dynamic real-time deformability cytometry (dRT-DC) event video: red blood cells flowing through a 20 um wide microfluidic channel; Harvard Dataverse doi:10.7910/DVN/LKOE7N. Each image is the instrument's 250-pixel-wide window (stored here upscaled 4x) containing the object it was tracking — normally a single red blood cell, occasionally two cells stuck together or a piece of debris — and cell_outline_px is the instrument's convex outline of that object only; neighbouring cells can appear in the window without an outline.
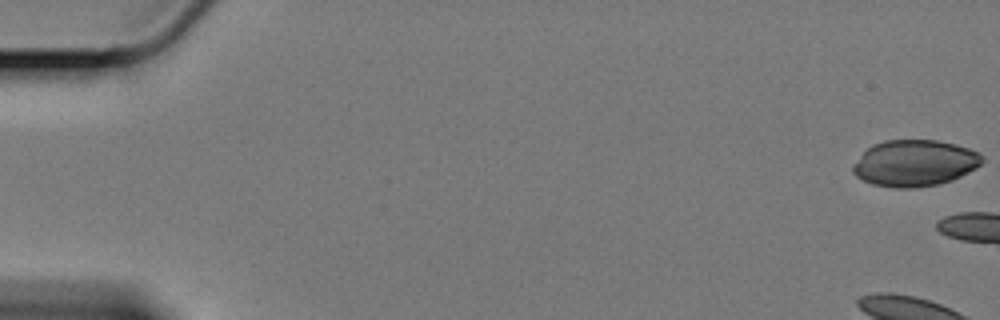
{"species": "Egyptian fruit bat (a non-hibernating species)", "species_latin": "Rousettus aegyptiacus", "temperature_condition": "cold", "stored_images_in_passage": 5, "camera_frame_rate_fps": 3000, "um_per_image_px": 0.085, "animal": {"sex": "female"}, "frame": {"image": 1, "passage_image": 1, "time_ms": 0.0, "image_size_px": [1000, 320], "cell_outline_px": [[984, 160], [976, 168], [952, 180], [940, 184], [916, 188], [892, 188], [872, 184], [856, 176], [852, 172], [852, 164], [872, 144], [884, 140], [936, 140], [956, 144], [980, 152], [984, 156]], "centroid_in_image_um": [77.75, 13.87], "position_along_channel_um": 7.2, "area_um2": 35.2}}